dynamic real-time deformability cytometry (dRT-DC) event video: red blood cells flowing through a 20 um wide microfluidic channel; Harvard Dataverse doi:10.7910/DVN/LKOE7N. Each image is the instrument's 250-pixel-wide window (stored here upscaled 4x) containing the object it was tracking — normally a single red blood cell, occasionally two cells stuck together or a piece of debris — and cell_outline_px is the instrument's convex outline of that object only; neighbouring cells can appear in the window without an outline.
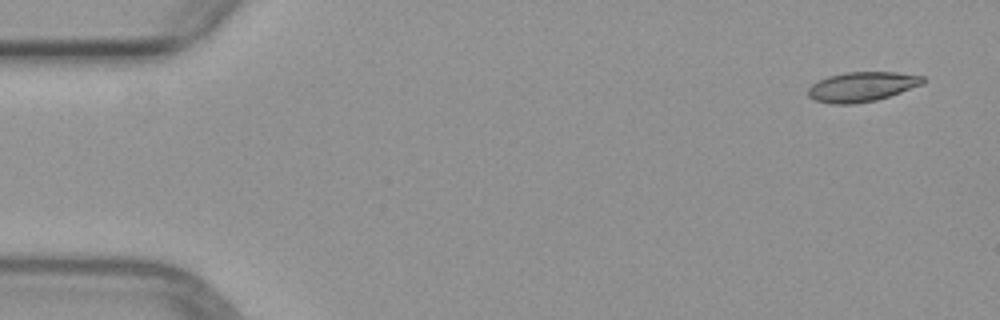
{"species": "common noctule bat (a hibernating species)", "species_latin": "Nyctalus noctula", "temperature_condition": "warm", "stored_images_in_passage": 5, "camera_frame_rate_fps": 3000, "um_per_image_px": 0.085, "animal": {"sex": "female", "body_mass_g": 29.2, "forearm_length_mm": 56.3}, "frame": {"image": 1, "passage_image": 1, "time_ms": 0.0, "image_size_px": [1000, 320], "cell_outline_px": [[924, 84], [876, 100], [852, 104], [832, 104], [816, 100], [808, 96], [808, 88], [812, 84], [828, 76], [844, 72], [896, 72], [924, 76]], "centroid_in_image_um": [73.26, 7.36], "position_along_channel_um": 11.7, "area_um2": 19.77}}
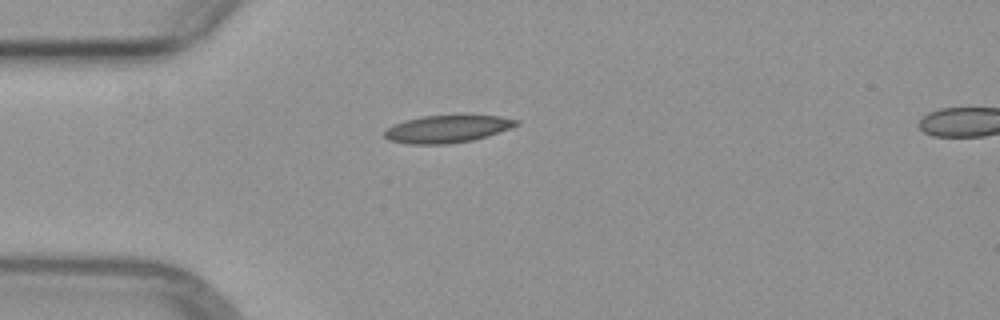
{"frame": {"image": 2, "passage_image": 4, "time_ms": 3.667, "image_size_px": [1000, 320], "cell_outline_px": [[520, 124], [488, 136], [472, 140], [448, 144], [408, 144], [388, 140], [384, 136], [384, 132], [392, 124], [404, 120], [424, 116], [464, 112], [500, 116], [520, 120]], "centroid_in_image_um": [38.06, 10.91], "position_along_channel_um": 46.9, "area_um2": 22.08}}